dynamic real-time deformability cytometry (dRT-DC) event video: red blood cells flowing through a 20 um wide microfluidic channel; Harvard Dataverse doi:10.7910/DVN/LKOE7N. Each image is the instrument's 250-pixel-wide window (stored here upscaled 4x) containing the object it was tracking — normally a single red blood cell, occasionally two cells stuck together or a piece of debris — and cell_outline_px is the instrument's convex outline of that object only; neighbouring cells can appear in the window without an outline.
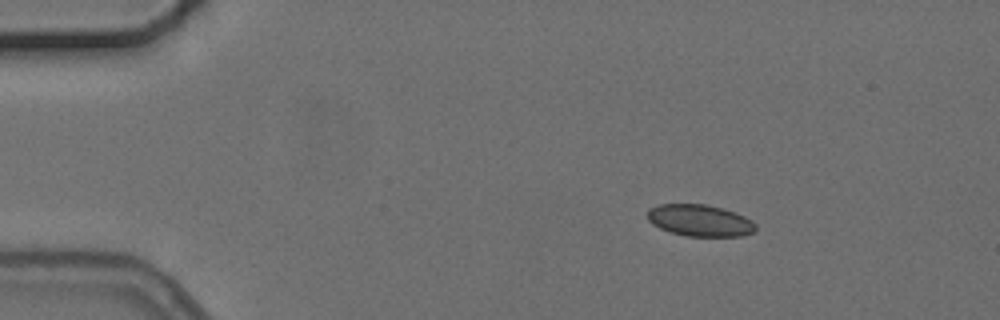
{"species": "common noctule bat (a hibernating species)", "species_latin": "Nyctalus noctula", "temperature_condition": "cold", "stored_images_in_passage": 4, "camera_frame_rate_fps": 3000, "um_per_image_px": 0.085, "animal": {"sex": "female", "body_mass_g": 24.6, "forearm_length_mm": 56.2}, "frame": {"image": 1, "passage_image": 2, "time_ms": 1.333, "image_size_px": [1000, 320], "cell_outline_px": [[756, 232], [740, 236], [688, 236], [672, 232], [660, 228], [652, 224], [648, 220], [648, 208], [660, 204], [704, 204], [736, 212], [752, 220], [756, 224]], "centroid_in_image_um": [59.51, 18.74], "position_along_channel_um": 25.5, "area_um2": 20.0}}